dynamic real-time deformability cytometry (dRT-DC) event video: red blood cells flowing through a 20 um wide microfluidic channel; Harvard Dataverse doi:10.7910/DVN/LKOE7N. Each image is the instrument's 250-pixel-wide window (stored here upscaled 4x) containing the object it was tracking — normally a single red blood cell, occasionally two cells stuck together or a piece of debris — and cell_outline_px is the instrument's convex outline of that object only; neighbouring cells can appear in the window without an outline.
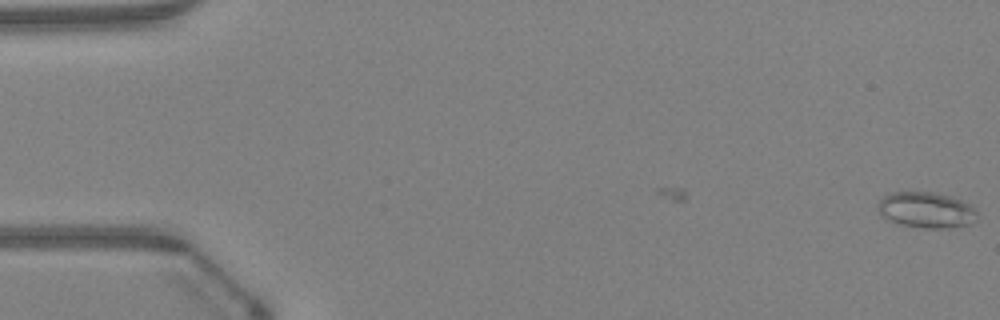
{"species": "Egyptian fruit bat (a non-hibernating species)", "species_latin": "Rousettus aegyptiacus", "temperature_condition": "warm", "stored_images_in_passage": 5, "camera_frame_rate_fps": 3000, "um_per_image_px": 0.085, "animal": {"sex": "female"}, "frame": {"image": 1, "passage_image": 5, "time_ms": 1.333, "image_size_px": [1000, 320], "cell_outline_px": [[976, 212], [968, 224], [948, 228], [924, 228], [900, 224], [888, 220], [880, 212], [880, 200], [888, 192], [932, 192], [948, 196], [960, 200], [968, 204]], "centroid_in_image_um": [78.67, 17.84], "position_along_channel_um": 6.3, "area_um2": 20.06}}